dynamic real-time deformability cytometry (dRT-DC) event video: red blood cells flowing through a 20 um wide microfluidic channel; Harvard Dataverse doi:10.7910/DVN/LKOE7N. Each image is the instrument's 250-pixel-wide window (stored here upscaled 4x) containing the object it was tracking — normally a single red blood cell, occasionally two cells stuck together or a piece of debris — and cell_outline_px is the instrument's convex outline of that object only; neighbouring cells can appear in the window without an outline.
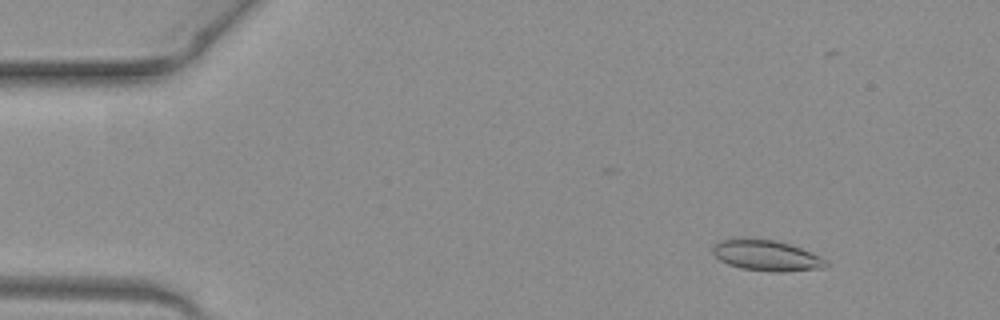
{"species": "common noctule bat (a hibernating species)", "species_latin": "Nyctalus noctula", "temperature_condition": "warm", "stored_images_in_passage": 51, "camera_frame_rate_fps": 3000, "um_per_image_px": 0.085, "animal": {"sex": "female", "body_mass_g": 19.3, "forearm_length_mm": 54.1}, "frame": {"image": 1, "passage_image": 6, "time_ms": 1.667, "image_size_px": [1000, 320], "cell_outline_px": [[828, 264], [820, 268], [784, 272], [772, 272], [740, 268], [728, 264], [720, 260], [712, 252], [712, 248], [716, 240], [772, 240], [788, 244], [800, 248], [820, 256], [828, 260]], "centroid_in_image_um": [65.15, 21.75], "position_along_channel_um": 19.9, "area_um2": 19.83}}
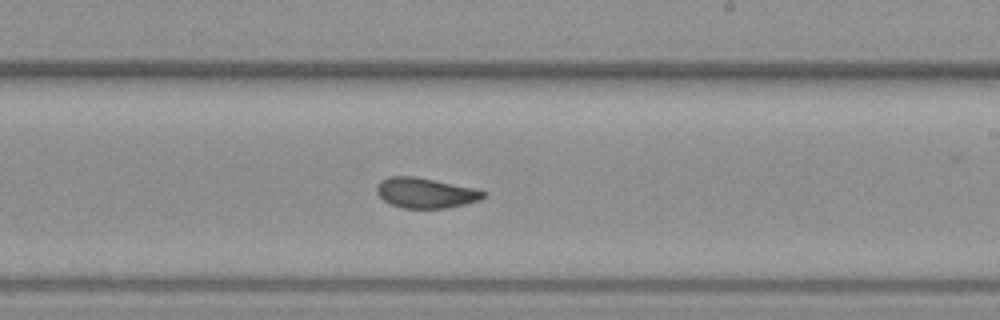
{"frame": {"image": 2, "passage_image": 30, "time_ms": 9.667, "image_size_px": [1000, 320], "cell_outline_px": [[488, 192], [480, 200], [464, 204], [444, 208], [404, 208], [392, 204], [384, 200], [376, 192], [376, 188], [380, 180], [388, 176], [412, 176], [472, 188]], "centroid_in_image_um": [36.14, 16.4], "position_along_channel_um": 252.9, "area_um2": 18.44}}
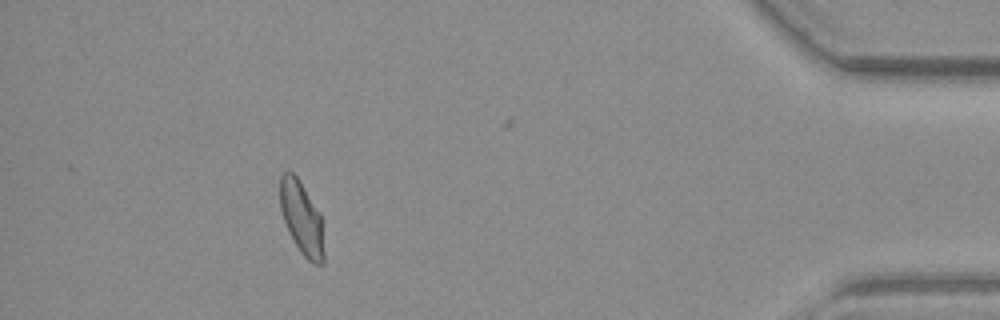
{"frame": {"image": 3, "passage_image": 46, "time_ms": 15.0, "image_size_px": [1000, 320], "cell_outline_px": [[324, 264], [312, 264], [300, 252], [292, 240], [284, 220], [280, 208], [280, 176], [284, 172], [292, 172], [296, 176], [320, 212], [324, 252]], "centroid_in_image_um": [25.64, 18.57], "position_along_channel_um": 409.6, "area_um2": 18.61}, "authors_computed_cell_mechanics": {"area_um2": 19.3052, "velocity_mm_per_s": 4.0563, "shape_relaxation_time_tau1_ms": null, "shape_relaxation_time_tau2_ms": 0.9813, "deformation_change_tau1": null, "deformation_change_tau2": 0.0678}}